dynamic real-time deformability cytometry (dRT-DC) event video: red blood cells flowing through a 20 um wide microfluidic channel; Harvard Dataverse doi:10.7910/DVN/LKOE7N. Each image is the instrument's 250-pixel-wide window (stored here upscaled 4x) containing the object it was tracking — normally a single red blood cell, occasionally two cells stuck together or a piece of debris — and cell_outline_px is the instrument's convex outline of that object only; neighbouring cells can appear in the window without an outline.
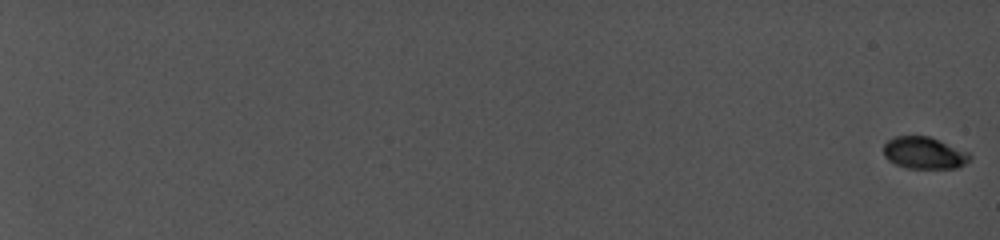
{"species": "common noctule bat (a hibernating species)", "species_latin": "Nyctalus noctula", "temperature_condition": "cold", "stored_images_in_passage": 38, "camera_frame_rate_fps": 5000, "um_per_image_px": 0.085, "animal": {"sex": "female", "body_mass_g": 19.0, "forearm_length_mm": 56.7}, "frame": {"image": 1, "passage_image": 1, "time_ms": 0.0, "image_size_px": [1000, 240], "cell_outline_px": [[972, 156], [964, 164], [956, 168], [908, 168], [896, 164], [888, 160], [884, 156], [884, 144], [888, 140], [896, 136], [928, 136], [968, 152]], "centroid_in_image_um": [78.53, 13.0], "position_along_channel_um": 6.5, "area_um2": 15.84}}
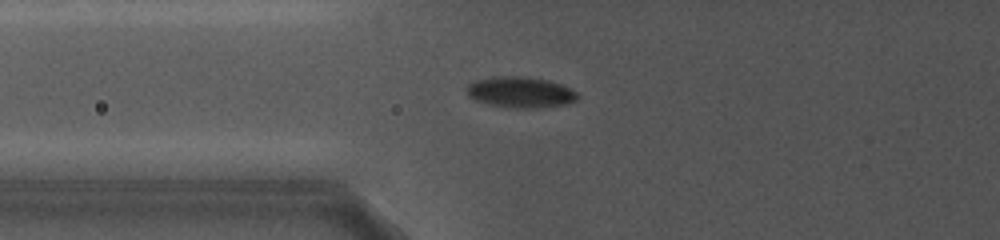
{"frame": {"image": 2, "passage_image": 20, "time_ms": 10.2, "image_size_px": [1000, 240], "cell_outline_px": [[580, 96], [576, 100], [568, 104], [540, 108], [516, 108], [488, 104], [476, 100], [468, 96], [468, 84], [476, 80], [504, 76], [516, 76], [548, 80], [560, 84], [576, 92]], "centroid_in_image_um": [44.27, 7.86], "position_along_channel_um": 81.5, "area_um2": 19.71}}
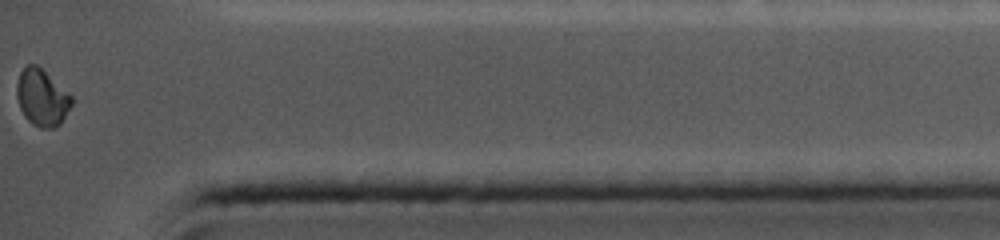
{"frame": {"image": 3, "passage_image": 38, "time_ms": 19.4, "image_size_px": [1000, 240], "cell_outline_px": [[72, 104], [60, 124], [52, 128], [40, 128], [32, 124], [24, 116], [20, 108], [16, 96], [16, 84], [20, 72], [28, 64], [36, 64], [72, 96]], "centroid_in_image_um": [3.54, 8.31], "position_along_channel_um": 431.7, "area_um2": 17.98}, "authors_computed_cell_mechanics": {"area_um2": 17.918, "velocity_mm_per_s": 3.9151, "shape_relaxation_time_tau1_ms": 4.9069, "shape_relaxation_time_tau2_ms": null, "deformation_change_tau1": 0.1369, "deformation_change_tau2": null}}